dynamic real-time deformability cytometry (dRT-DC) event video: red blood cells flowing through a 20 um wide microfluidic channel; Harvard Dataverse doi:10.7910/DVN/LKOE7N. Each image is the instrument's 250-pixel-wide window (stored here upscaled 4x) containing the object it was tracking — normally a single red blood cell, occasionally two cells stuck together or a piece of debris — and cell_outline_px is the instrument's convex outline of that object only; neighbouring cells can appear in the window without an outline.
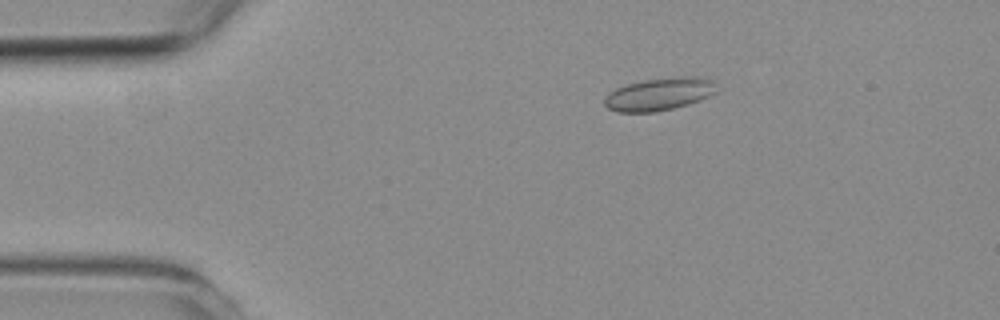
{"species": "common noctule bat (a hibernating species)", "species_latin": "Nyctalus noctula", "temperature_condition": "room temperature", "stored_images_in_passage": 48, "camera_frame_rate_fps": 3000, "um_per_image_px": 0.085, "animal": {"sex": "female", "body_mass_g": 19.3, "forearm_length_mm": 54.1}, "frame": {"image": 1, "passage_image": 3, "time_ms": 0.667, "image_size_px": [1000, 320], "cell_outline_px": [[716, 92], [700, 100], [688, 104], [672, 108], [652, 112], [616, 112], [608, 108], [604, 104], [604, 100], [608, 92], [616, 88], [628, 84], [644, 80], [680, 76], [696, 76], [712, 80]], "centroid_in_image_um": [56.0, 8.0], "position_along_channel_um": 29.0, "area_um2": 21.15}}
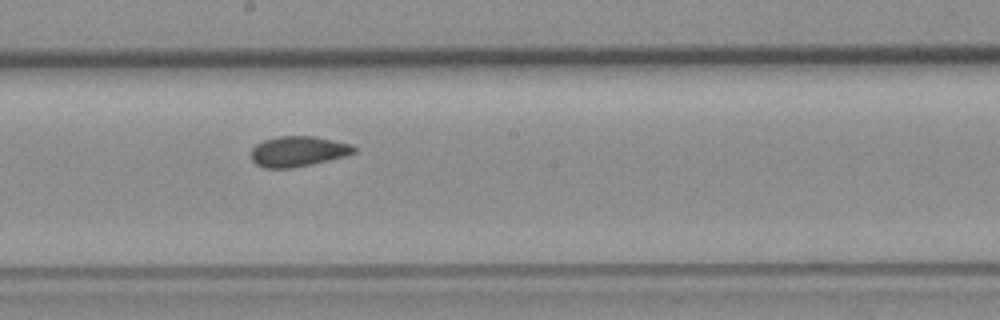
{"frame": {"image": 2, "passage_image": 23, "time_ms": 7.333, "image_size_px": [1000, 320], "cell_outline_px": [[356, 152], [344, 156], [328, 160], [288, 168], [264, 168], [256, 164], [252, 160], [252, 148], [256, 144], [264, 140], [276, 136], [316, 136], [352, 144], [356, 148]], "centroid_in_image_um": [25.33, 12.85], "position_along_channel_um": 222.9, "area_um2": 18.09}}
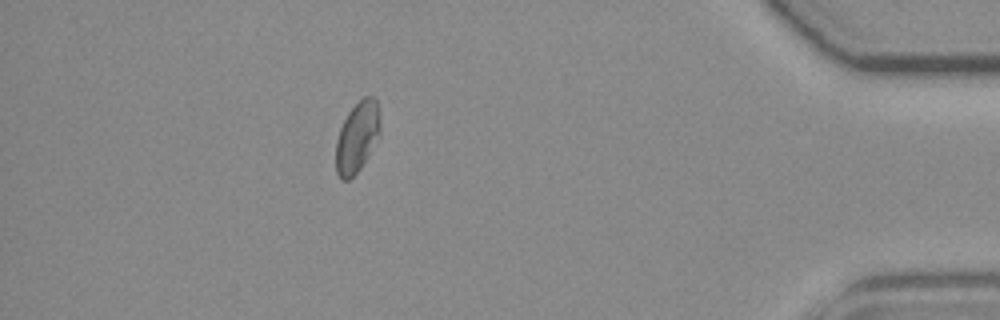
{"frame": {"image": 3, "passage_image": 42, "time_ms": 13.667, "image_size_px": [1000, 320], "cell_outline_px": [[380, 136], [360, 168], [348, 180], [340, 180], [336, 172], [336, 140], [340, 128], [348, 112], [364, 96], [372, 96], [376, 100], [380, 124]], "centroid_in_image_um": [30.35, 11.66], "position_along_channel_um": 404.8, "area_um2": 18.09}, "authors_computed_cell_mechanics": {"area_um2": 18.4382, "velocity_mm_per_s": 3.7027, "shape_relaxation_time_tau1_ms": null, "shape_relaxation_time_tau2_ms": 1.6964, "deformation_change_tau1": null, "deformation_change_tau2": 0.0403}}